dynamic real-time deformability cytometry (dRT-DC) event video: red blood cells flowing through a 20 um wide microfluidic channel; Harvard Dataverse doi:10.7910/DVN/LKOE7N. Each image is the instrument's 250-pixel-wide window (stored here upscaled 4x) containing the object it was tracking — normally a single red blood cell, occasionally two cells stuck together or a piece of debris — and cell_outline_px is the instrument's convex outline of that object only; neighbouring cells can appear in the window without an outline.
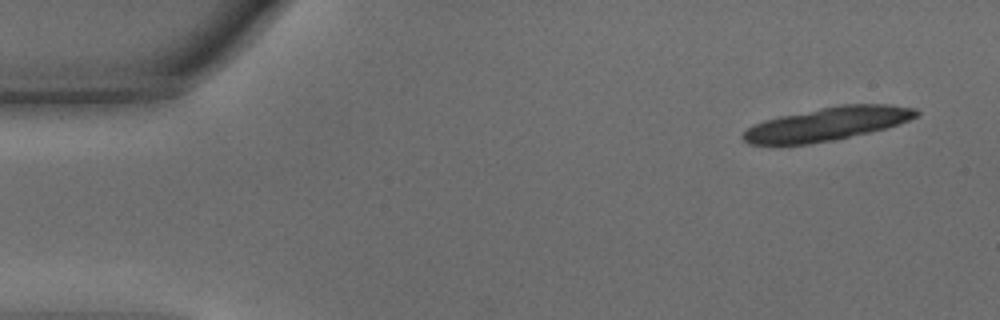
{"species": "common noctule bat (a hibernating species)", "species_latin": "Nyctalus noctula", "temperature_condition": "warm", "stored_images_in_passage": 20, "camera_frame_rate_fps": 3000, "um_per_image_px": 0.085, "animal": {"sex": "male", "body_mass_g": 15.6}, "frame": {"image": 1, "passage_image": 1, "time_ms": 0.0, "image_size_px": [1000, 320], "cell_outline_px": [[920, 112], [916, 116], [908, 120], [888, 128], [832, 140], [808, 144], [748, 144], [740, 136], [748, 128], [764, 120], [780, 116], [840, 104], [892, 104], [916, 108]], "centroid_in_image_um": [70.35, 10.52], "position_along_channel_um": 14.6, "area_um2": 33.47}}